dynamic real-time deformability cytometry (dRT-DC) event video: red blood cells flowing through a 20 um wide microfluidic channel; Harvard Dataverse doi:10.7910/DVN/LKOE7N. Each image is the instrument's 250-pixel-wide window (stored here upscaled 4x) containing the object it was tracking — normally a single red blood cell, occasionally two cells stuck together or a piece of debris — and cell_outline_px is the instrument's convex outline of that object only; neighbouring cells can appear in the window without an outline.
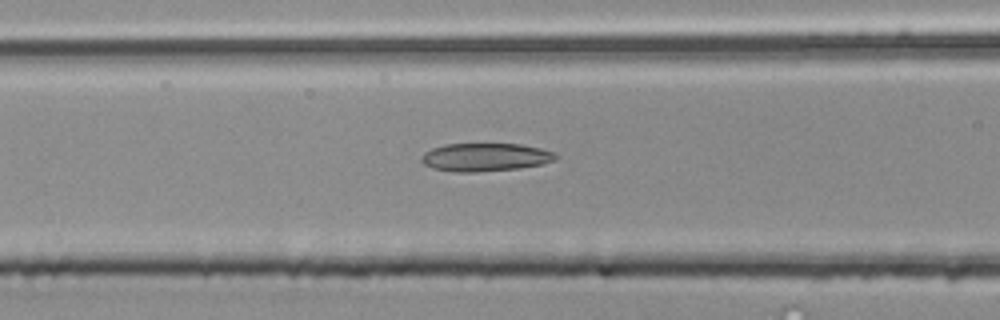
{"species": "common noctule bat (a hibernating species)", "species_latin": "Nyctalus noctula", "temperature_condition": "room temperature", "stored_images_in_passage": 47, "camera_frame_rate_fps": 3000, "um_per_image_px": 0.085, "animal": {"sex": "male", "body_mass_g": 20.4}, "frame": {"image": 1, "passage_image": 16, "time_ms": 5.0, "image_size_px": [1000, 320], "cell_outline_px": [[556, 160], [544, 164], [520, 168], [476, 172], [452, 172], [432, 168], [424, 164], [420, 160], [424, 152], [432, 148], [444, 144], [520, 144], [540, 148], [552, 152], [556, 156]], "centroid_in_image_um": [41.22, 13.37], "position_along_channel_um": 125.4, "area_um2": 22.08}}
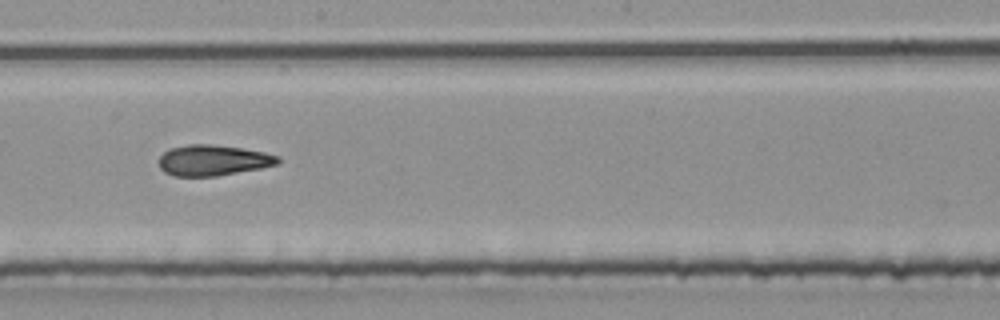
{"frame": {"image": 2, "passage_image": 24, "time_ms": 7.667, "image_size_px": [1000, 320], "cell_outline_px": [[280, 160], [276, 164], [260, 168], [216, 176], [172, 176], [164, 172], [160, 168], [160, 156], [164, 152], [172, 148], [188, 144], [208, 144], [240, 148], [264, 152], [280, 156]], "centroid_in_image_um": [18.09, 13.63], "position_along_channel_um": 230.1, "area_um2": 21.1}}
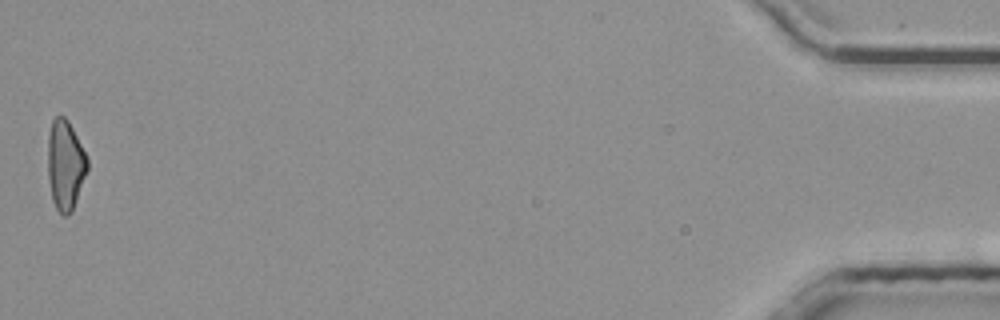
{"frame": {"image": 3, "passage_image": 47, "time_ms": 15.333, "image_size_px": [1000, 320], "cell_outline_px": [[88, 168], [72, 212], [68, 216], [64, 216], [56, 208], [52, 200], [48, 176], [48, 136], [52, 120], [56, 116], [64, 116], [68, 120], [88, 156]], "centroid_in_image_um": [5.56, 14.02], "position_along_channel_um": 429.6, "area_um2": 20.81}, "authors_computed_cell_mechanics": {"area_um2": 21.4438, "velocity_mm_per_s": 3.9307, "shape_relaxation_time_tau1_ms": null, "shape_relaxation_time_tau2_ms": 5.8704, "deformation_change_tau1": null, "deformation_change_tau2": 0.1547}}